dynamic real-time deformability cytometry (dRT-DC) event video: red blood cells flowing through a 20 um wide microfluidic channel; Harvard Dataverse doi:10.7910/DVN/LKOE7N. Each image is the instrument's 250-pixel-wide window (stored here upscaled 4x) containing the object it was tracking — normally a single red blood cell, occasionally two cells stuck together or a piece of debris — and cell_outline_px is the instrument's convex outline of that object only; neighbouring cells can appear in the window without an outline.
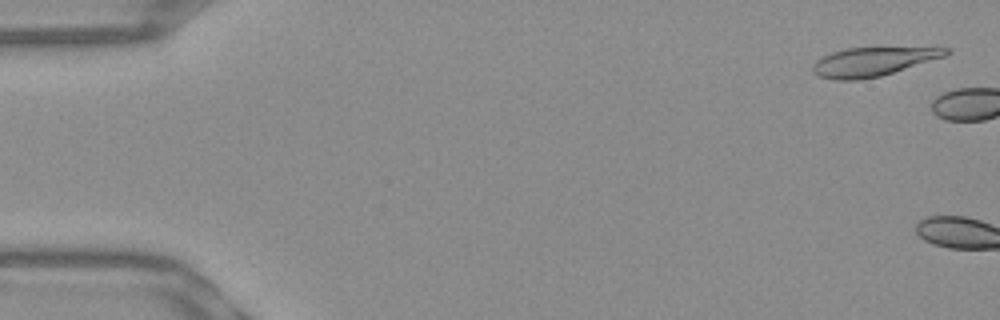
{"species": "Egyptian fruit bat (a non-hibernating species)", "species_latin": "Rousettus aegyptiacus", "temperature_condition": "warm", "stored_images_in_passage": 4, "camera_frame_rate_fps": 3000, "um_per_image_px": 0.085, "frame": {"image": 1, "passage_image": 2, "time_ms": 0.333, "image_size_px": [1000, 320], "cell_outline_px": [[952, 52], [944, 56], [880, 76], [860, 80], [832, 80], [816, 76], [812, 72], [812, 64], [816, 60], [832, 52], [848, 48], [952, 48]], "centroid_in_image_um": [74.12, 5.26], "position_along_channel_um": 10.9, "area_um2": 22.14}}